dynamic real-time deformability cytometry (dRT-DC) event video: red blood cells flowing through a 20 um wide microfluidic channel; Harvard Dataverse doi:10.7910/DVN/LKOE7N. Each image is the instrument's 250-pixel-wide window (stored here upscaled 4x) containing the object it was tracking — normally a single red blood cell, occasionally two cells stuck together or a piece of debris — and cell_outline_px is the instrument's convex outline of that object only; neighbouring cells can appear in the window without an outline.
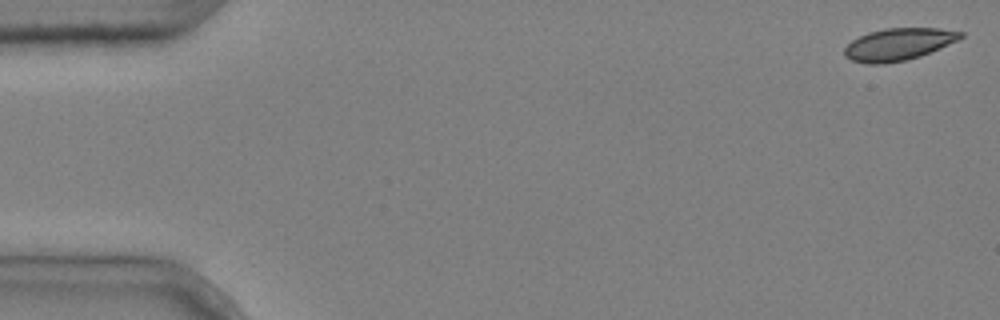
{"species": "common noctule bat (a hibernating species)", "species_latin": "Nyctalus noctula", "temperature_condition": "cold", "stored_images_in_passage": 5, "camera_frame_rate_fps": 3000, "um_per_image_px": 0.085, "animal": {"sex": "male", "body_mass_g": 20.4}, "frame": {"image": 1, "passage_image": 1, "time_ms": 0.0, "image_size_px": [1000, 320], "cell_outline_px": [[964, 36], [940, 48], [920, 56], [908, 60], [884, 64], [868, 64], [852, 60], [844, 56], [844, 48], [852, 40], [868, 32], [884, 28], [940, 28], [964, 32]], "centroid_in_image_um": [76.35, 3.76], "position_along_channel_um": 8.6, "area_um2": 21.79}}
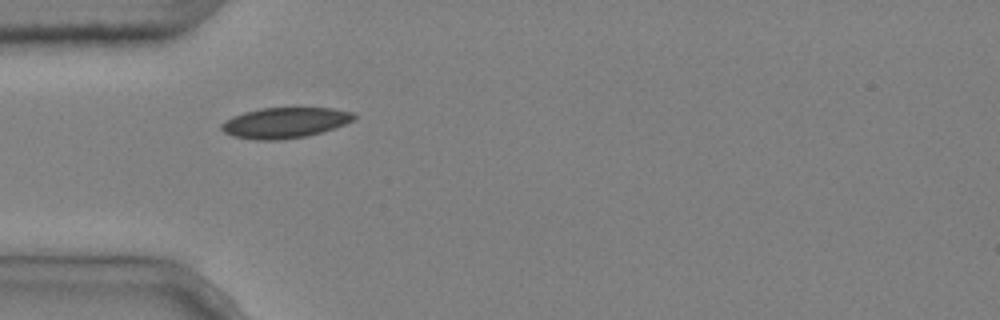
{"frame": {"image": 2, "passage_image": 5, "time_ms": 1.333, "image_size_px": [1000, 320], "cell_outline_px": [[356, 116], [352, 120], [344, 124], [320, 132], [304, 136], [276, 140], [256, 140], [232, 136], [224, 132], [220, 128], [220, 124], [224, 120], [232, 116], [244, 112], [260, 108], [332, 108], [352, 112]], "centroid_in_image_um": [24.14, 10.42], "position_along_channel_um": 60.9, "area_um2": 23.41}}